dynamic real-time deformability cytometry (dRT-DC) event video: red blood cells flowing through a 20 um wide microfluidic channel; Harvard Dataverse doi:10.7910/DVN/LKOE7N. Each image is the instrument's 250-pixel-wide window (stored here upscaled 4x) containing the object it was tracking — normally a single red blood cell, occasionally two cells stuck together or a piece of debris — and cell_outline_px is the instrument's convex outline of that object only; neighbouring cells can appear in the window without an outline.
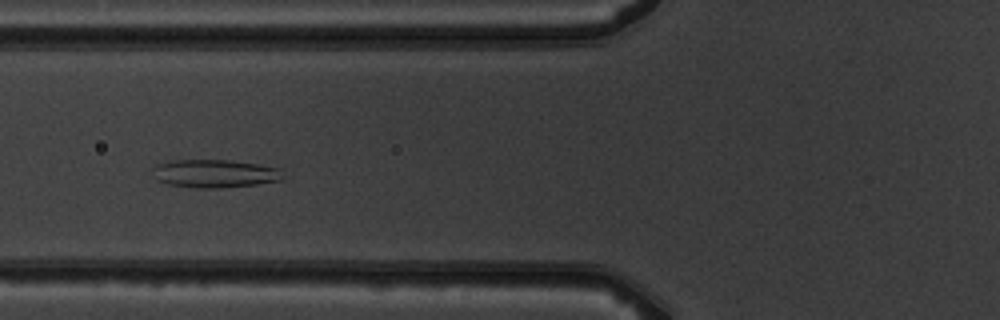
{"species": "common noctule bat (a hibernating species)", "species_latin": "Nyctalus noctula", "temperature_condition": "warm", "stored_images_in_passage": 8, "camera_frame_rate_fps": 3000, "um_per_image_px": 0.085, "animal": {"sex": "male", "body_mass_g": 19.5, "forearm_length_mm": 54.6}, "frame": {"image": 1, "passage_image": 6, "time_ms": 6.667, "image_size_px": [1000, 320], "cell_outline_px": [[284, 176], [280, 180], [256, 184], [216, 188], [196, 188], [168, 184], [156, 180], [152, 168], [156, 164], [172, 160], [228, 160], [256, 164], [280, 168]], "centroid_in_image_um": [18.22, 14.75], "position_along_channel_um": 107.6, "area_um2": 21.27}}